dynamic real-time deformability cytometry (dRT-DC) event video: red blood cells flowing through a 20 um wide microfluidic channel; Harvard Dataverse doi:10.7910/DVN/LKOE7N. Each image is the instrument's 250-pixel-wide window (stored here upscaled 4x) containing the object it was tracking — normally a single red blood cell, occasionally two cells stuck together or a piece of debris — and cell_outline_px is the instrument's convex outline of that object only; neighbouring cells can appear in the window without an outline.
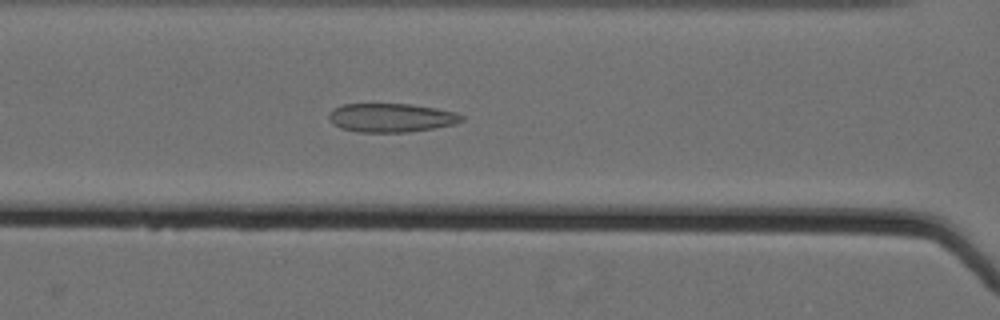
{"species": "Egyptian fruit bat (a non-hibernating species)", "species_latin": "Rousettus aegyptiacus", "temperature_condition": "cold", "stored_images_in_passage": 20, "camera_frame_rate_fps": 3000, "um_per_image_px": 0.085, "animal": {"sex": "female"}, "frame": {"image": 1, "passage_image": 10, "time_ms": 3.0, "image_size_px": [1000, 320], "cell_outline_px": [[464, 120], [456, 124], [408, 132], [356, 132], [340, 128], [332, 124], [328, 116], [328, 112], [332, 108], [344, 104], [412, 104], [436, 108], [456, 112], [464, 116]], "centroid_in_image_um": [33.23, 10.0], "position_along_channel_um": 133.4, "area_um2": 22.48}}
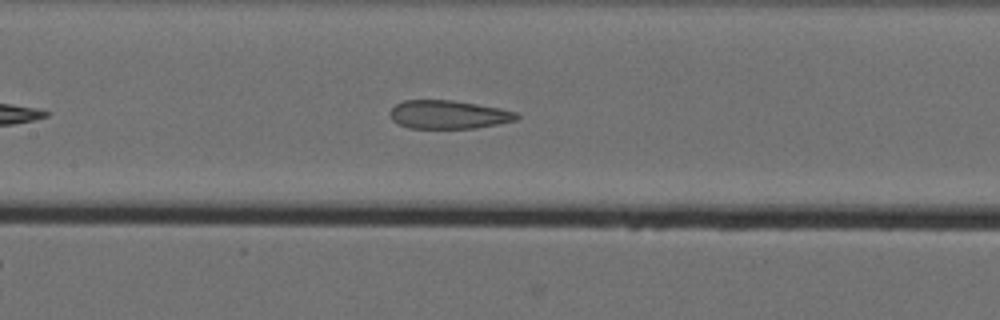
{"frame": {"image": 2, "passage_image": 13, "time_ms": 4.0, "image_size_px": [1000, 320], "cell_outline_px": [[520, 116], [516, 120], [476, 128], [408, 128], [392, 120], [388, 112], [396, 104], [404, 100], [452, 100], [500, 108], [516, 112]], "centroid_in_image_um": [38.1, 9.74], "position_along_channel_um": 169.3, "area_um2": 20.92}}
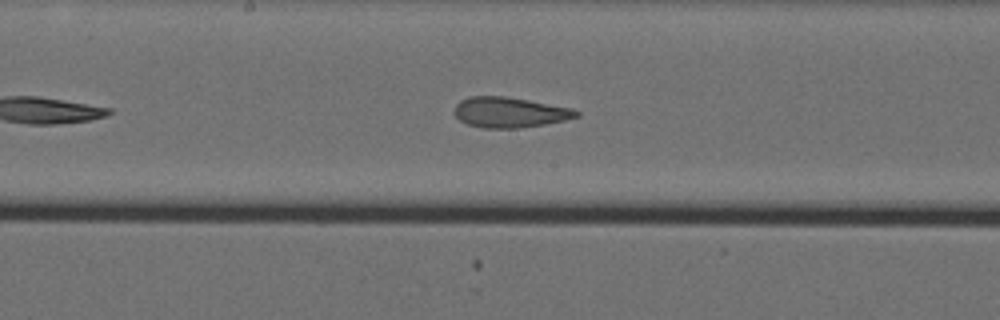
{"frame": {"image": 3, "passage_image": 16, "time_ms": 5.0, "image_size_px": [1000, 320], "cell_outline_px": [[580, 116], [564, 120], [544, 124], [520, 128], [484, 128], [468, 124], [460, 120], [452, 112], [456, 104], [460, 100], [468, 96], [504, 96], [528, 100], [572, 108], [580, 112]], "centroid_in_image_um": [43.29, 9.54], "position_along_channel_um": 204.9, "area_um2": 21.62}}